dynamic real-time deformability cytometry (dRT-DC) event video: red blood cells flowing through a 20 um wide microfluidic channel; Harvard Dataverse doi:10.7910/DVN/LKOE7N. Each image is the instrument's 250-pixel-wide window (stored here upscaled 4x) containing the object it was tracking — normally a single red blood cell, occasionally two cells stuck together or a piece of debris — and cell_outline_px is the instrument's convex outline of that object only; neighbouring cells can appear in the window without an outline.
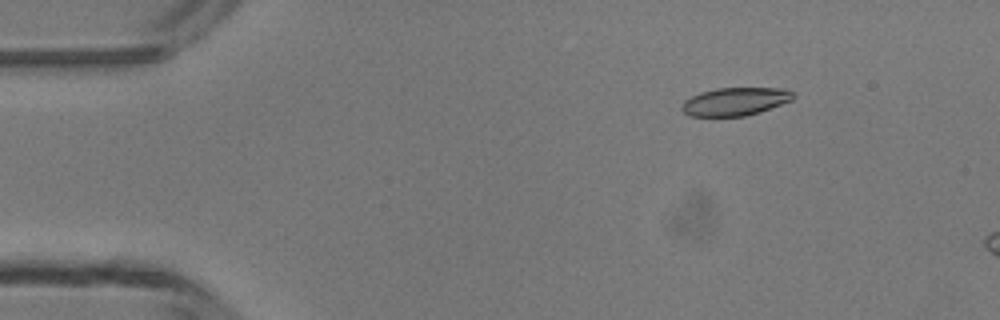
{"species": "common noctule bat (a hibernating species)", "species_latin": "Nyctalus noctula", "temperature_condition": "room temperature", "stored_images_in_passage": 3, "camera_frame_rate_fps": 3000, "um_per_image_px": 0.085, "animal": {"sex": "male", "body_mass_g": 13.3}, "frame": {"image": 1, "passage_image": 1, "time_ms": 0.0, "image_size_px": [1000, 320], "cell_outline_px": [[796, 96], [792, 100], [744, 116], [692, 116], [684, 112], [680, 108], [684, 100], [700, 92], [716, 88], [788, 88], [796, 92]], "centroid_in_image_um": [62.51, 8.6], "position_along_channel_um": 22.5, "area_um2": 18.15}}